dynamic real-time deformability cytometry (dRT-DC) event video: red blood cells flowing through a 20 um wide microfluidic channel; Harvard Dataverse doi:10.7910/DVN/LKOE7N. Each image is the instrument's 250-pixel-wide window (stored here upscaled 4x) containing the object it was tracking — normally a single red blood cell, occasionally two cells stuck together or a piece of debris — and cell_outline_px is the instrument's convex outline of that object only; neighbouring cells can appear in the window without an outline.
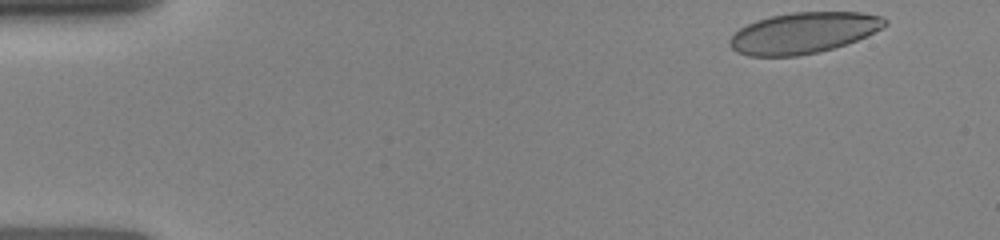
{"species": "human", "species_latin": "Homo sapiens", "temperature_condition": "room temperature", "stored_images_in_passage": 52, "camera_frame_rate_fps": 3000, "um_per_image_px": 0.085, "donor": {"sex": "female"}, "frame": {"image": 1, "passage_image": 1, "time_ms": 0.0, "image_size_px": [1000, 240], "cell_outline_px": [[888, 24], [884, 28], [856, 40], [820, 52], [796, 56], [748, 56], [736, 52], [728, 44], [728, 40], [740, 28], [756, 20], [772, 16], [792, 12], [860, 12], [884, 16], [888, 20]], "centroid_in_image_um": [68.31, 2.79], "position_along_channel_um": 16.7, "area_um2": 37.17}}
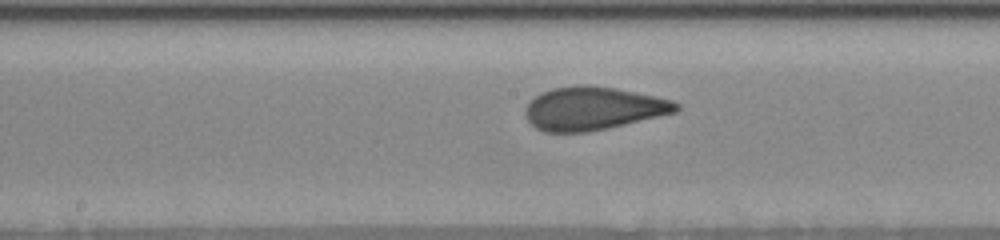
{"frame": {"image": 2, "passage_image": 29, "time_ms": 7.0, "image_size_px": [1000, 240], "cell_outline_px": [[680, 108], [676, 112], [608, 128], [588, 132], [544, 132], [536, 128], [524, 116], [524, 108], [540, 92], [552, 88], [576, 84], [588, 84], [616, 88], [672, 100], [680, 104]], "centroid_in_image_um": [50.38, 9.21], "position_along_channel_um": 197.8, "area_um2": 38.09}}
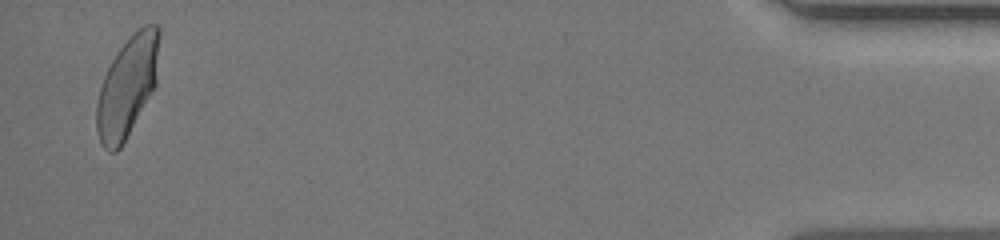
{"frame": {"image": 3, "passage_image": 50, "time_ms": 14.333, "image_size_px": [1000, 240], "cell_outline_px": [[160, 36], [156, 84], [120, 148], [116, 152], [108, 152], [100, 144], [96, 128], [96, 104], [100, 88], [104, 76], [112, 60], [120, 48], [144, 24], [156, 24], [160, 28]], "centroid_in_image_um": [10.82, 7.37], "position_along_channel_um": 424.4, "area_um2": 36.24}}